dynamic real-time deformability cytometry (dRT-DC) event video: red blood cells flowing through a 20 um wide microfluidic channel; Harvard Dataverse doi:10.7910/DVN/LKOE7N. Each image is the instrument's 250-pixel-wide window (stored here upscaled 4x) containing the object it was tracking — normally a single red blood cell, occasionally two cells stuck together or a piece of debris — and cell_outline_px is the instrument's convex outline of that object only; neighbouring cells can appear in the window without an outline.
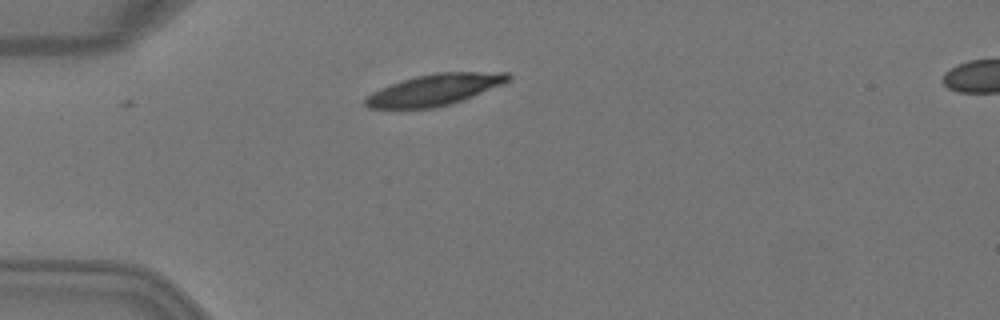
{"species": "Egyptian fruit bat (a non-hibernating species)", "species_latin": "Rousettus aegyptiacus", "temperature_condition": "warm", "stored_images_in_passage": 3, "camera_frame_rate_fps": 3000, "um_per_image_px": 0.085, "animal": {"sex": "female"}, "frame": {"image": 1, "passage_image": 2, "time_ms": 0.333, "image_size_px": [1000, 320], "cell_outline_px": [[512, 80], [504, 84], [472, 96], [436, 108], [368, 108], [364, 104], [364, 100], [372, 92], [392, 84], [416, 76], [436, 72], [508, 72], [512, 76]], "centroid_in_image_um": [36.99, 7.61], "position_along_channel_um": 48.0, "area_um2": 25.78}}